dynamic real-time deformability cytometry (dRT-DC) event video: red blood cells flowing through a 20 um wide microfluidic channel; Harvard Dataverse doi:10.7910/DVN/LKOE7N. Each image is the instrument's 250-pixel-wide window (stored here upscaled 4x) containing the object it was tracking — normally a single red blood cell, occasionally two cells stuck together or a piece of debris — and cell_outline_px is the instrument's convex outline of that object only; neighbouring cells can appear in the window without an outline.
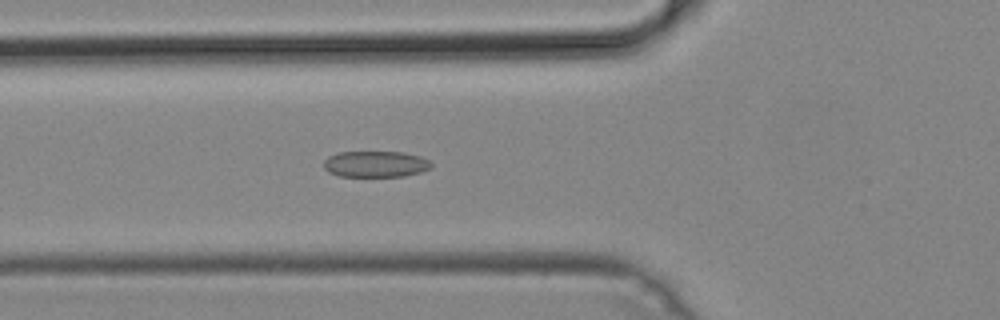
{"species": "common noctule bat (a hibernating species)", "species_latin": "Nyctalus noctula", "temperature_condition": "cold", "stored_images_in_passage": 52, "segment_of_instrument_passage": [1, 2], "camera_frame_rate_fps": 3000, "um_per_image_px": 0.085, "animal": {"sex": "male", "body_mass_g": 19.2, "forearm_length_mm": 51.8}, "frame": {"image": 1, "passage_image": 19, "time_ms": 6.0, "image_size_px": [1000, 320], "cell_outline_px": [[432, 164], [428, 168], [420, 172], [404, 176], [340, 176], [328, 172], [324, 168], [324, 160], [328, 156], [336, 152], [404, 152], [420, 156], [428, 160]], "centroid_in_image_um": [31.88, 13.94], "position_along_channel_um": 93.9, "area_um2": 16.36}}
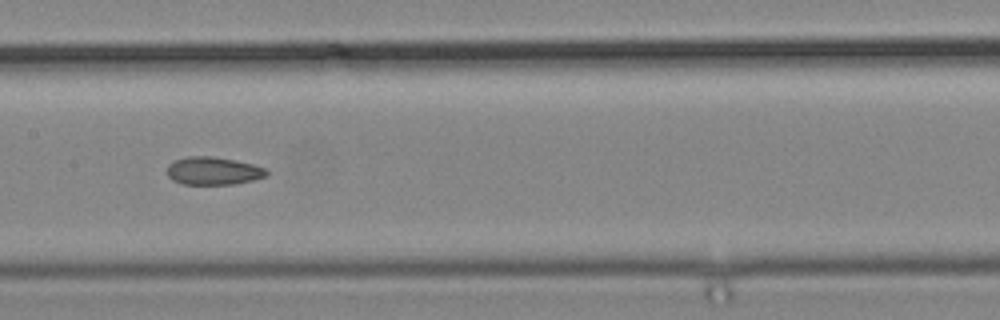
{"frame": {"image": 2, "passage_image": 26, "time_ms": 8.333, "image_size_px": [1000, 320], "cell_outline_px": [[268, 176], [236, 184], [184, 184], [172, 180], [168, 176], [168, 164], [172, 160], [188, 156], [212, 156], [236, 160], [252, 164], [264, 168], [268, 172]], "centroid_in_image_um": [18.11, 14.52], "position_along_channel_um": 189.3, "area_um2": 16.24}}
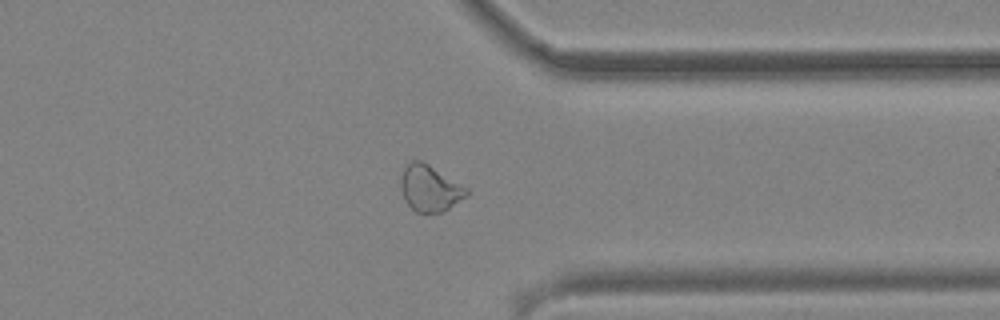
{"frame": {"image": 3, "passage_image": 40, "time_ms": 13.0, "image_size_px": [1000, 320], "cell_outline_px": [[468, 196], [448, 208], [440, 212], [416, 212], [404, 200], [400, 188], [400, 180], [404, 168], [412, 160], [420, 160], [428, 164], [468, 188]], "centroid_in_image_um": [36.52, 16.0], "position_along_channel_um": 374.9, "area_um2": 17.57}}